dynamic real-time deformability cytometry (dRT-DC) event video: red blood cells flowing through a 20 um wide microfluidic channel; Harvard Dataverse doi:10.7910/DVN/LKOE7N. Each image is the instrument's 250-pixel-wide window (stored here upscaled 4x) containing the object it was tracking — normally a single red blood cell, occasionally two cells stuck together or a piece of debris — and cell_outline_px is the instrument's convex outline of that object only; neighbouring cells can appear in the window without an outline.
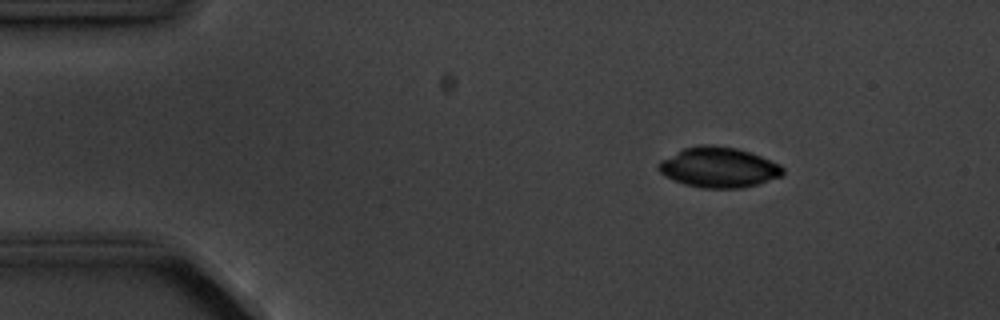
{"species": "common noctule bat (a hibernating species)", "species_latin": "Nyctalus noctula", "temperature_condition": "cold", "stored_images_in_passage": 5, "camera_frame_rate_fps": 3000, "um_per_image_px": 0.085, "animal": {"sex": "male", "body_mass_g": 20.1, "forearm_length_mm": 53.5}, "frame": {"image": 1, "passage_image": 3, "time_ms": 2.333, "image_size_px": [1000, 320], "cell_outline_px": [[784, 172], [780, 176], [756, 184], [740, 188], [704, 188], [684, 184], [664, 176], [656, 168], [656, 164], [660, 160], [684, 148], [704, 144], [712, 144], [736, 148], [760, 156], [780, 164], [784, 168]], "centroid_in_image_um": [61.04, 14.22], "position_along_channel_um": 24.0, "area_um2": 29.07}}